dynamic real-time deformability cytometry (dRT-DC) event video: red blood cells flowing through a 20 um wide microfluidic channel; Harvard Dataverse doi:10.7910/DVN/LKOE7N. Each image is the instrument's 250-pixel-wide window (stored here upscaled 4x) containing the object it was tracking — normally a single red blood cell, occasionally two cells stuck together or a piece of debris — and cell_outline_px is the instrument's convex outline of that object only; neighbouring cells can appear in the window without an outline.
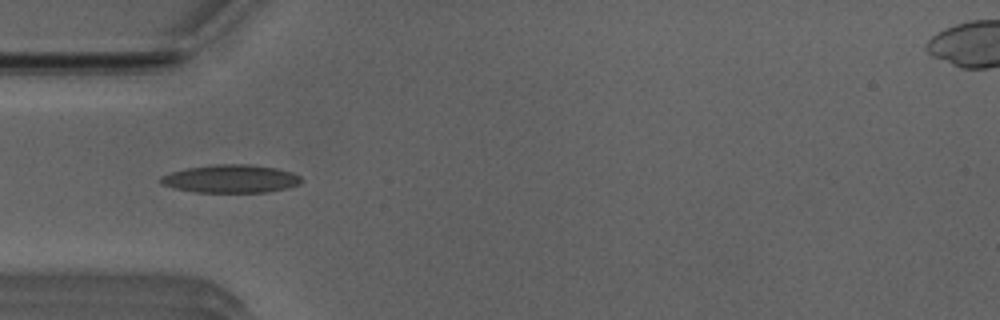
{"species": "Egyptian fruit bat (a non-hibernating species)", "species_latin": "Rousettus aegyptiacus", "temperature_condition": "room temperature", "stored_images_in_passage": 37, "camera_frame_rate_fps": 3000, "um_per_image_px": 0.085, "animal": {"sex": "male"}, "frame": {"image": 1, "passage_image": 2, "time_ms": 0.333, "image_size_px": [1000, 320], "cell_outline_px": [[304, 180], [300, 184], [288, 188], [264, 192], [196, 192], [176, 188], [160, 184], [160, 176], [184, 168], [216, 164], [252, 164], [276, 168], [292, 172], [300, 176]], "centroid_in_image_um": [19.64, 15.19], "position_along_channel_um": 65.4, "area_um2": 23.12}}
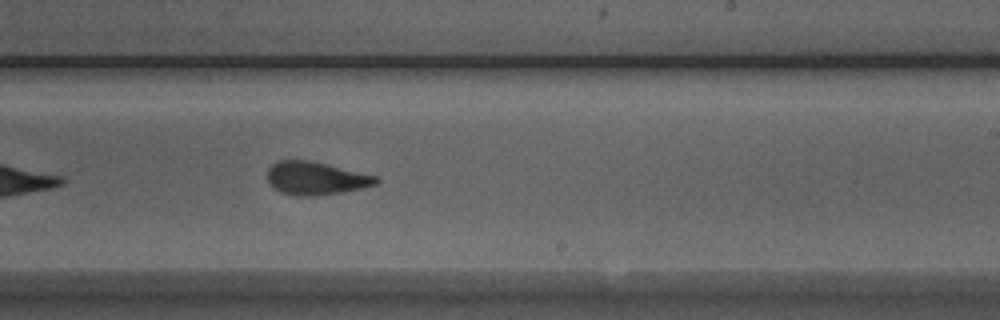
{"frame": {"image": 2, "passage_image": 17, "time_ms": 5.333, "image_size_px": [1000, 320], "cell_outline_px": [[380, 180], [376, 184], [360, 188], [340, 192], [316, 196], [296, 196], [280, 192], [272, 188], [268, 180], [268, 168], [272, 164], [280, 160], [308, 160], [376, 176]], "centroid_in_image_um": [26.79, 15.16], "position_along_channel_um": 262.2, "area_um2": 20.69}}
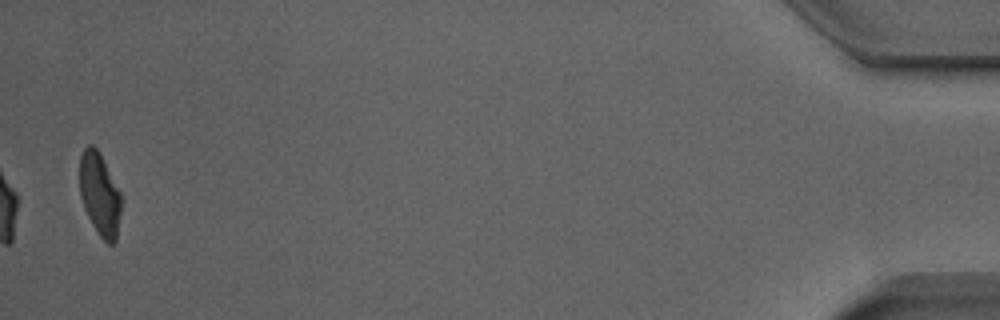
{"frame": {"image": 3, "passage_image": 37, "time_ms": 12.0, "image_size_px": [1000, 320], "cell_outline_px": [[120, 212], [116, 240], [112, 244], [108, 244], [100, 236], [92, 224], [84, 208], [80, 196], [80, 156], [84, 148], [88, 144], [92, 144], [100, 152], [120, 192]], "centroid_in_image_um": [8.46, 16.49], "position_along_channel_um": 426.7, "area_um2": 19.88}, "authors_computed_cell_mechanics": {"area_um2": 21.386, "velocity_mm_per_s": 3.9325, "shape_relaxation_time_tau1_ms": 3.9387, "shape_relaxation_time_tau2_ms": 1.6104, "deformation_change_tau1": 0.1522, "deformation_change_tau2": 0.0869}}